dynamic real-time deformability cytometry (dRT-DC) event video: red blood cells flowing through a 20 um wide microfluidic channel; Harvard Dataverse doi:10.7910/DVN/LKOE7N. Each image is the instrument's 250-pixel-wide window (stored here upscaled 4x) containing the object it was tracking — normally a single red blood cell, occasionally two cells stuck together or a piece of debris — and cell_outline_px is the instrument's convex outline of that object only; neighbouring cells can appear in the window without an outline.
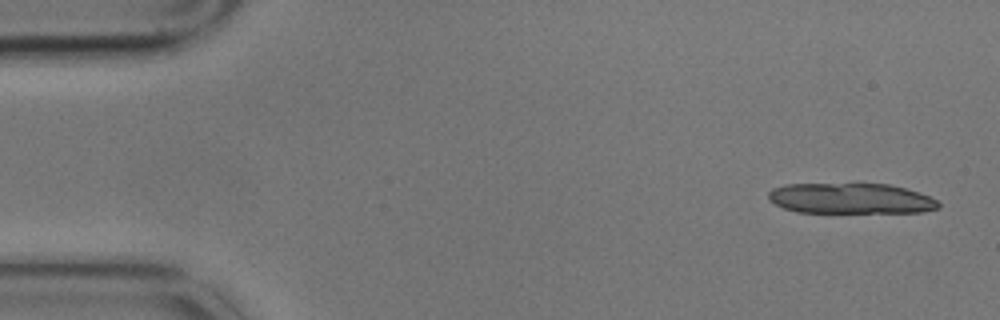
{"species": "common noctule bat (a hibernating species)", "species_latin": "Nyctalus noctula", "temperature_condition": "cold", "stored_images_in_passage": 5, "segment_of_instrument_passage": [1, 2], "camera_frame_rate_fps": 3000, "um_per_image_px": 0.085, "animal": {"sex": "male", "body_mass_g": 17.9}, "frame": {"image": 1, "passage_image": 1, "time_ms": 0.0, "image_size_px": [1000, 320], "cell_outline_px": [[940, 208], [924, 212], [796, 212], [784, 208], [768, 200], [768, 192], [772, 188], [784, 184], [856, 180], [888, 184], [904, 188], [928, 196], [936, 200], [940, 204]], "centroid_in_image_um": [72.24, 16.81], "position_along_channel_um": 12.8, "area_um2": 31.67}}